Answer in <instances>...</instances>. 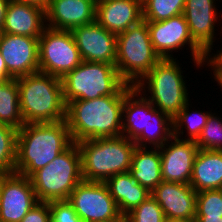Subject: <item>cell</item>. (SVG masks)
<instances>
[{
    "mask_svg": "<svg viewBox=\"0 0 222 222\" xmlns=\"http://www.w3.org/2000/svg\"><path fill=\"white\" fill-rule=\"evenodd\" d=\"M125 96L107 95L69 102L66 106V122L73 143L121 136Z\"/></svg>",
    "mask_w": 222,
    "mask_h": 222,
    "instance_id": "obj_1",
    "label": "cell"
},
{
    "mask_svg": "<svg viewBox=\"0 0 222 222\" xmlns=\"http://www.w3.org/2000/svg\"><path fill=\"white\" fill-rule=\"evenodd\" d=\"M72 144L66 120L24 124L17 135L15 173L30 178Z\"/></svg>",
    "mask_w": 222,
    "mask_h": 222,
    "instance_id": "obj_2",
    "label": "cell"
},
{
    "mask_svg": "<svg viewBox=\"0 0 222 222\" xmlns=\"http://www.w3.org/2000/svg\"><path fill=\"white\" fill-rule=\"evenodd\" d=\"M24 124L66 120L61 78L36 72L16 78Z\"/></svg>",
    "mask_w": 222,
    "mask_h": 222,
    "instance_id": "obj_3",
    "label": "cell"
},
{
    "mask_svg": "<svg viewBox=\"0 0 222 222\" xmlns=\"http://www.w3.org/2000/svg\"><path fill=\"white\" fill-rule=\"evenodd\" d=\"M141 93L134 87L124 97L122 136L133 140L137 147H162L173 137L172 119Z\"/></svg>",
    "mask_w": 222,
    "mask_h": 222,
    "instance_id": "obj_4",
    "label": "cell"
},
{
    "mask_svg": "<svg viewBox=\"0 0 222 222\" xmlns=\"http://www.w3.org/2000/svg\"><path fill=\"white\" fill-rule=\"evenodd\" d=\"M84 181L105 182L130 171L136 144L125 136L85 139L77 143Z\"/></svg>",
    "mask_w": 222,
    "mask_h": 222,
    "instance_id": "obj_5",
    "label": "cell"
},
{
    "mask_svg": "<svg viewBox=\"0 0 222 222\" xmlns=\"http://www.w3.org/2000/svg\"><path fill=\"white\" fill-rule=\"evenodd\" d=\"M66 105L73 100H91L107 95H127L135 86L126 84L115 65L82 61L62 79Z\"/></svg>",
    "mask_w": 222,
    "mask_h": 222,
    "instance_id": "obj_6",
    "label": "cell"
},
{
    "mask_svg": "<svg viewBox=\"0 0 222 222\" xmlns=\"http://www.w3.org/2000/svg\"><path fill=\"white\" fill-rule=\"evenodd\" d=\"M37 200H68L74 188L83 181L81 154L77 143L36 171L31 177Z\"/></svg>",
    "mask_w": 222,
    "mask_h": 222,
    "instance_id": "obj_7",
    "label": "cell"
},
{
    "mask_svg": "<svg viewBox=\"0 0 222 222\" xmlns=\"http://www.w3.org/2000/svg\"><path fill=\"white\" fill-rule=\"evenodd\" d=\"M160 60L145 20L117 35L115 66L126 84L136 86Z\"/></svg>",
    "mask_w": 222,
    "mask_h": 222,
    "instance_id": "obj_8",
    "label": "cell"
},
{
    "mask_svg": "<svg viewBox=\"0 0 222 222\" xmlns=\"http://www.w3.org/2000/svg\"><path fill=\"white\" fill-rule=\"evenodd\" d=\"M176 59H161L135 86L139 91L147 88L151 96L147 99L171 119L189 102L187 82Z\"/></svg>",
    "mask_w": 222,
    "mask_h": 222,
    "instance_id": "obj_9",
    "label": "cell"
},
{
    "mask_svg": "<svg viewBox=\"0 0 222 222\" xmlns=\"http://www.w3.org/2000/svg\"><path fill=\"white\" fill-rule=\"evenodd\" d=\"M81 62L71 31L46 26L39 37V72L62 79Z\"/></svg>",
    "mask_w": 222,
    "mask_h": 222,
    "instance_id": "obj_10",
    "label": "cell"
},
{
    "mask_svg": "<svg viewBox=\"0 0 222 222\" xmlns=\"http://www.w3.org/2000/svg\"><path fill=\"white\" fill-rule=\"evenodd\" d=\"M83 222L124 221L105 182H80L68 200Z\"/></svg>",
    "mask_w": 222,
    "mask_h": 222,
    "instance_id": "obj_11",
    "label": "cell"
},
{
    "mask_svg": "<svg viewBox=\"0 0 222 222\" xmlns=\"http://www.w3.org/2000/svg\"><path fill=\"white\" fill-rule=\"evenodd\" d=\"M146 22L153 48L161 59L173 58V50H182L184 45H188L195 65L197 67L204 65L206 54L191 38L188 24L183 14L163 21Z\"/></svg>",
    "mask_w": 222,
    "mask_h": 222,
    "instance_id": "obj_12",
    "label": "cell"
},
{
    "mask_svg": "<svg viewBox=\"0 0 222 222\" xmlns=\"http://www.w3.org/2000/svg\"><path fill=\"white\" fill-rule=\"evenodd\" d=\"M38 202L30 178L0 176V222H20Z\"/></svg>",
    "mask_w": 222,
    "mask_h": 222,
    "instance_id": "obj_13",
    "label": "cell"
},
{
    "mask_svg": "<svg viewBox=\"0 0 222 222\" xmlns=\"http://www.w3.org/2000/svg\"><path fill=\"white\" fill-rule=\"evenodd\" d=\"M0 53L13 78L39 72V38L0 33Z\"/></svg>",
    "mask_w": 222,
    "mask_h": 222,
    "instance_id": "obj_14",
    "label": "cell"
},
{
    "mask_svg": "<svg viewBox=\"0 0 222 222\" xmlns=\"http://www.w3.org/2000/svg\"><path fill=\"white\" fill-rule=\"evenodd\" d=\"M82 61L115 65L117 35L107 31L96 20L71 30Z\"/></svg>",
    "mask_w": 222,
    "mask_h": 222,
    "instance_id": "obj_15",
    "label": "cell"
},
{
    "mask_svg": "<svg viewBox=\"0 0 222 222\" xmlns=\"http://www.w3.org/2000/svg\"><path fill=\"white\" fill-rule=\"evenodd\" d=\"M167 143L159 147L162 180L190 184L194 159L199 150L196 142L173 136Z\"/></svg>",
    "mask_w": 222,
    "mask_h": 222,
    "instance_id": "obj_16",
    "label": "cell"
},
{
    "mask_svg": "<svg viewBox=\"0 0 222 222\" xmlns=\"http://www.w3.org/2000/svg\"><path fill=\"white\" fill-rule=\"evenodd\" d=\"M151 196L162 208L166 219L195 220L197 192L190 184L162 181Z\"/></svg>",
    "mask_w": 222,
    "mask_h": 222,
    "instance_id": "obj_17",
    "label": "cell"
},
{
    "mask_svg": "<svg viewBox=\"0 0 222 222\" xmlns=\"http://www.w3.org/2000/svg\"><path fill=\"white\" fill-rule=\"evenodd\" d=\"M215 0H185L183 15L194 43L207 55L212 51L217 22Z\"/></svg>",
    "mask_w": 222,
    "mask_h": 222,
    "instance_id": "obj_18",
    "label": "cell"
},
{
    "mask_svg": "<svg viewBox=\"0 0 222 222\" xmlns=\"http://www.w3.org/2000/svg\"><path fill=\"white\" fill-rule=\"evenodd\" d=\"M45 15L47 27L71 31L94 22L96 7L86 0H50Z\"/></svg>",
    "mask_w": 222,
    "mask_h": 222,
    "instance_id": "obj_19",
    "label": "cell"
},
{
    "mask_svg": "<svg viewBox=\"0 0 222 222\" xmlns=\"http://www.w3.org/2000/svg\"><path fill=\"white\" fill-rule=\"evenodd\" d=\"M95 20L107 31L120 34L142 19L141 0H104L96 6Z\"/></svg>",
    "mask_w": 222,
    "mask_h": 222,
    "instance_id": "obj_20",
    "label": "cell"
},
{
    "mask_svg": "<svg viewBox=\"0 0 222 222\" xmlns=\"http://www.w3.org/2000/svg\"><path fill=\"white\" fill-rule=\"evenodd\" d=\"M45 27L44 9L14 0L9 1L2 33L39 38Z\"/></svg>",
    "mask_w": 222,
    "mask_h": 222,
    "instance_id": "obj_21",
    "label": "cell"
},
{
    "mask_svg": "<svg viewBox=\"0 0 222 222\" xmlns=\"http://www.w3.org/2000/svg\"><path fill=\"white\" fill-rule=\"evenodd\" d=\"M190 185L196 192L222 187V151L198 150Z\"/></svg>",
    "mask_w": 222,
    "mask_h": 222,
    "instance_id": "obj_22",
    "label": "cell"
},
{
    "mask_svg": "<svg viewBox=\"0 0 222 222\" xmlns=\"http://www.w3.org/2000/svg\"><path fill=\"white\" fill-rule=\"evenodd\" d=\"M105 184L123 217L151 195L147 188L133 179L129 171L109 177Z\"/></svg>",
    "mask_w": 222,
    "mask_h": 222,
    "instance_id": "obj_23",
    "label": "cell"
},
{
    "mask_svg": "<svg viewBox=\"0 0 222 222\" xmlns=\"http://www.w3.org/2000/svg\"><path fill=\"white\" fill-rule=\"evenodd\" d=\"M151 149L136 146L129 171L133 179L150 192L163 181L159 148Z\"/></svg>",
    "mask_w": 222,
    "mask_h": 222,
    "instance_id": "obj_24",
    "label": "cell"
},
{
    "mask_svg": "<svg viewBox=\"0 0 222 222\" xmlns=\"http://www.w3.org/2000/svg\"><path fill=\"white\" fill-rule=\"evenodd\" d=\"M0 124L17 130L24 125L16 78L0 82Z\"/></svg>",
    "mask_w": 222,
    "mask_h": 222,
    "instance_id": "obj_25",
    "label": "cell"
},
{
    "mask_svg": "<svg viewBox=\"0 0 222 222\" xmlns=\"http://www.w3.org/2000/svg\"><path fill=\"white\" fill-rule=\"evenodd\" d=\"M189 102L179 111V113L172 119L173 122V136L181 138L183 135V126L187 130V138L185 140L196 141L200 136L203 127L206 125L208 117L212 112H202L197 110L192 113L189 112Z\"/></svg>",
    "mask_w": 222,
    "mask_h": 222,
    "instance_id": "obj_26",
    "label": "cell"
},
{
    "mask_svg": "<svg viewBox=\"0 0 222 222\" xmlns=\"http://www.w3.org/2000/svg\"><path fill=\"white\" fill-rule=\"evenodd\" d=\"M18 130L0 124V176L15 173Z\"/></svg>",
    "mask_w": 222,
    "mask_h": 222,
    "instance_id": "obj_27",
    "label": "cell"
},
{
    "mask_svg": "<svg viewBox=\"0 0 222 222\" xmlns=\"http://www.w3.org/2000/svg\"><path fill=\"white\" fill-rule=\"evenodd\" d=\"M185 0H143L142 19L163 21L183 14Z\"/></svg>",
    "mask_w": 222,
    "mask_h": 222,
    "instance_id": "obj_28",
    "label": "cell"
},
{
    "mask_svg": "<svg viewBox=\"0 0 222 222\" xmlns=\"http://www.w3.org/2000/svg\"><path fill=\"white\" fill-rule=\"evenodd\" d=\"M199 149L222 151V120L215 114H210L206 125L195 141Z\"/></svg>",
    "mask_w": 222,
    "mask_h": 222,
    "instance_id": "obj_29",
    "label": "cell"
},
{
    "mask_svg": "<svg viewBox=\"0 0 222 222\" xmlns=\"http://www.w3.org/2000/svg\"><path fill=\"white\" fill-rule=\"evenodd\" d=\"M165 219L162 208L151 195L124 216V222H164Z\"/></svg>",
    "mask_w": 222,
    "mask_h": 222,
    "instance_id": "obj_30",
    "label": "cell"
},
{
    "mask_svg": "<svg viewBox=\"0 0 222 222\" xmlns=\"http://www.w3.org/2000/svg\"><path fill=\"white\" fill-rule=\"evenodd\" d=\"M196 217H222L220 189L197 192Z\"/></svg>",
    "mask_w": 222,
    "mask_h": 222,
    "instance_id": "obj_31",
    "label": "cell"
},
{
    "mask_svg": "<svg viewBox=\"0 0 222 222\" xmlns=\"http://www.w3.org/2000/svg\"><path fill=\"white\" fill-rule=\"evenodd\" d=\"M51 222H83L67 200L49 202Z\"/></svg>",
    "mask_w": 222,
    "mask_h": 222,
    "instance_id": "obj_32",
    "label": "cell"
},
{
    "mask_svg": "<svg viewBox=\"0 0 222 222\" xmlns=\"http://www.w3.org/2000/svg\"><path fill=\"white\" fill-rule=\"evenodd\" d=\"M20 222H51L49 202H38Z\"/></svg>",
    "mask_w": 222,
    "mask_h": 222,
    "instance_id": "obj_33",
    "label": "cell"
},
{
    "mask_svg": "<svg viewBox=\"0 0 222 222\" xmlns=\"http://www.w3.org/2000/svg\"><path fill=\"white\" fill-rule=\"evenodd\" d=\"M218 54H215L212 56L210 54L206 55V60L204 61V65H208L209 67L211 66L212 71H222V49L217 52Z\"/></svg>",
    "mask_w": 222,
    "mask_h": 222,
    "instance_id": "obj_34",
    "label": "cell"
},
{
    "mask_svg": "<svg viewBox=\"0 0 222 222\" xmlns=\"http://www.w3.org/2000/svg\"><path fill=\"white\" fill-rule=\"evenodd\" d=\"M20 3L31 4L46 11L50 0H14Z\"/></svg>",
    "mask_w": 222,
    "mask_h": 222,
    "instance_id": "obj_35",
    "label": "cell"
},
{
    "mask_svg": "<svg viewBox=\"0 0 222 222\" xmlns=\"http://www.w3.org/2000/svg\"><path fill=\"white\" fill-rule=\"evenodd\" d=\"M10 0H0V33L3 31L6 9Z\"/></svg>",
    "mask_w": 222,
    "mask_h": 222,
    "instance_id": "obj_36",
    "label": "cell"
},
{
    "mask_svg": "<svg viewBox=\"0 0 222 222\" xmlns=\"http://www.w3.org/2000/svg\"><path fill=\"white\" fill-rule=\"evenodd\" d=\"M13 78L7 71L5 61L0 53V82Z\"/></svg>",
    "mask_w": 222,
    "mask_h": 222,
    "instance_id": "obj_37",
    "label": "cell"
},
{
    "mask_svg": "<svg viewBox=\"0 0 222 222\" xmlns=\"http://www.w3.org/2000/svg\"><path fill=\"white\" fill-rule=\"evenodd\" d=\"M195 222H222V217H195Z\"/></svg>",
    "mask_w": 222,
    "mask_h": 222,
    "instance_id": "obj_38",
    "label": "cell"
},
{
    "mask_svg": "<svg viewBox=\"0 0 222 222\" xmlns=\"http://www.w3.org/2000/svg\"><path fill=\"white\" fill-rule=\"evenodd\" d=\"M213 75L214 80L222 87V71H213Z\"/></svg>",
    "mask_w": 222,
    "mask_h": 222,
    "instance_id": "obj_39",
    "label": "cell"
},
{
    "mask_svg": "<svg viewBox=\"0 0 222 222\" xmlns=\"http://www.w3.org/2000/svg\"><path fill=\"white\" fill-rule=\"evenodd\" d=\"M164 222H195V220H177V219H165Z\"/></svg>",
    "mask_w": 222,
    "mask_h": 222,
    "instance_id": "obj_40",
    "label": "cell"
},
{
    "mask_svg": "<svg viewBox=\"0 0 222 222\" xmlns=\"http://www.w3.org/2000/svg\"><path fill=\"white\" fill-rule=\"evenodd\" d=\"M90 3H92L95 7L97 6V4L99 3V0H86Z\"/></svg>",
    "mask_w": 222,
    "mask_h": 222,
    "instance_id": "obj_41",
    "label": "cell"
},
{
    "mask_svg": "<svg viewBox=\"0 0 222 222\" xmlns=\"http://www.w3.org/2000/svg\"><path fill=\"white\" fill-rule=\"evenodd\" d=\"M104 222H124V221H104Z\"/></svg>",
    "mask_w": 222,
    "mask_h": 222,
    "instance_id": "obj_42",
    "label": "cell"
}]
</instances>
